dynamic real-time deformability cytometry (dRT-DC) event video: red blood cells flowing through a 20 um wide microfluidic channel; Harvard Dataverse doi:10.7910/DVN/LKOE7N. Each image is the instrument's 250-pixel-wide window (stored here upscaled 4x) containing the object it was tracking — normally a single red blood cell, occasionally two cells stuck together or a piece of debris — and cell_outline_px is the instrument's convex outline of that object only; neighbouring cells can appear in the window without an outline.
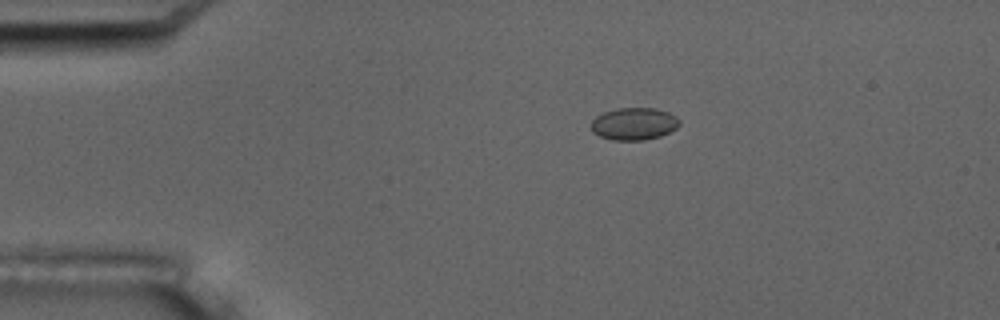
{"species": "common noctule bat (a hibernating species)", "species_latin": "Nyctalus noctula", "temperature_condition": "room temperature", "stored_images_in_passage": 4, "camera_frame_rate_fps": 3000, "um_per_image_px": 0.085, "animal": {"sex": "male", "body_mass_g": 17.5, "forearm_length_mm": 52.3}, "frame": {"image": 1, "passage_image": 1, "time_ms": 0.0, "image_size_px": [1000, 320], "cell_outline_px": [[680, 124], [676, 128], [660, 136], [644, 140], [612, 140], [600, 136], [592, 132], [592, 120], [596, 116], [604, 112], [616, 108], [656, 108], [668, 112], [676, 116], [680, 120]], "centroid_in_image_um": [53.89, 10.52], "position_along_channel_um": 31.1, "area_um2": 16.65}}
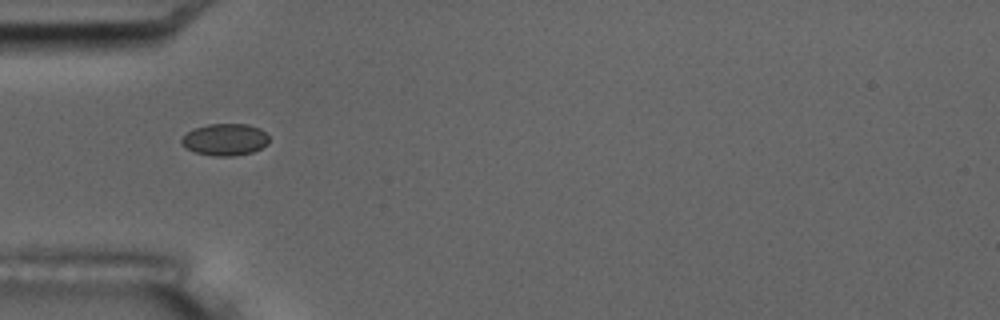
{"frame": {"image": 2, "passage_image": 3, "time_ms": 2.333, "image_size_px": [1000, 320], "cell_outline_px": [[268, 144], [252, 152], [232, 156], [212, 156], [196, 152], [180, 144], [180, 140], [188, 132], [196, 128], [208, 124], [248, 124], [260, 128], [268, 136]], "centroid_in_image_um": [19.14, 11.86], "position_along_channel_um": 65.9, "area_um2": 16.13}}